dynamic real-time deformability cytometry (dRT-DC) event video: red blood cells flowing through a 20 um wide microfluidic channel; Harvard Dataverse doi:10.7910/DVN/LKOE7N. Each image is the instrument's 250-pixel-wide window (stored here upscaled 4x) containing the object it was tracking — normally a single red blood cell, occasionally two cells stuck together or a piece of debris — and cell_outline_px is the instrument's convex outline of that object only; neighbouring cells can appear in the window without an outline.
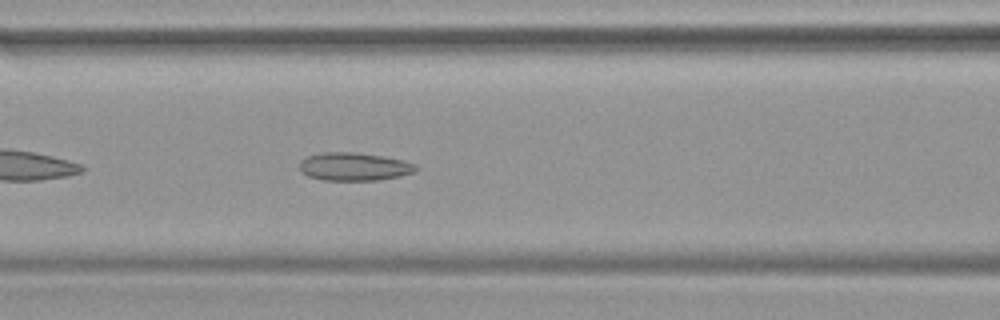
{"species": "common noctule bat (a hibernating species)", "species_latin": "Nyctalus noctula", "temperature_condition": "warm", "stored_images_in_passage": 47, "camera_frame_rate_fps": 3000, "um_per_image_px": 0.085, "animal": {"sex": "female", "body_mass_g": 19.9}, "frame": {"image": 1, "passage_image": 19, "time_ms": 6.0, "image_size_px": [1000, 320], "cell_outline_px": [[420, 168], [412, 172], [400, 176], [376, 180], [324, 180], [308, 176], [300, 172], [300, 160], [308, 156], [320, 152], [352, 152], [384, 156], [404, 160], [416, 164]], "centroid_in_image_um": [30.1, 14.15], "position_along_channel_um": 136.5, "area_um2": 19.13}}
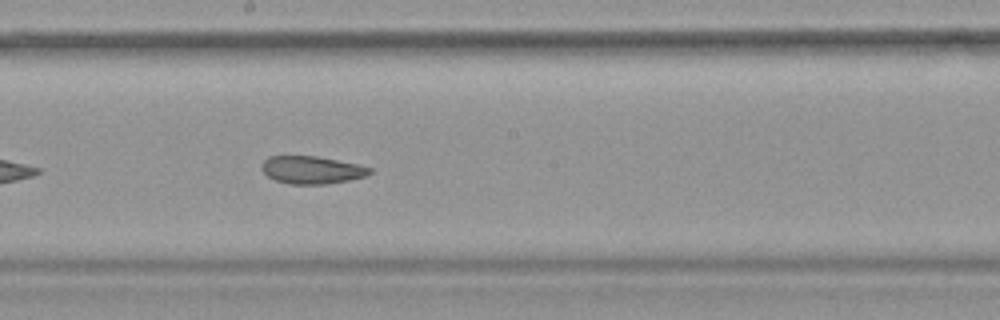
{"frame": {"image": 2, "passage_image": 25, "time_ms": 8.0, "image_size_px": [1000, 320], "cell_outline_px": [[372, 172], [368, 176], [348, 180], [324, 184], [288, 184], [276, 180], [268, 176], [260, 168], [260, 164], [268, 156], [316, 156], [356, 164], [372, 168]], "centroid_in_image_um": [26.48, 14.44], "position_along_channel_um": 221.7, "area_um2": 17.4}}
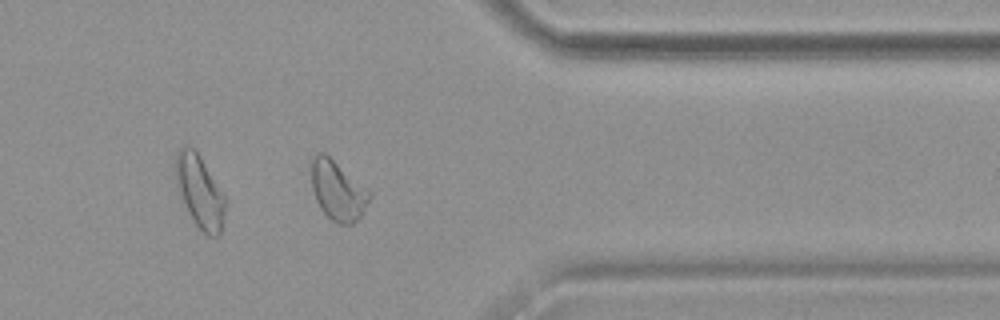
{"frame": {"image": 3, "passage_image": 37, "time_ms": 12.0, "image_size_px": [1000, 320], "cell_outline_px": [[372, 196], [360, 216], [352, 224], [340, 224], [332, 220], [320, 208], [316, 200], [312, 188], [308, 164], [308, 160], [316, 152], [324, 152], [372, 192]], "centroid_in_image_um": [28.65, 16.13], "position_along_channel_um": 382.7, "area_um2": 20.52}}